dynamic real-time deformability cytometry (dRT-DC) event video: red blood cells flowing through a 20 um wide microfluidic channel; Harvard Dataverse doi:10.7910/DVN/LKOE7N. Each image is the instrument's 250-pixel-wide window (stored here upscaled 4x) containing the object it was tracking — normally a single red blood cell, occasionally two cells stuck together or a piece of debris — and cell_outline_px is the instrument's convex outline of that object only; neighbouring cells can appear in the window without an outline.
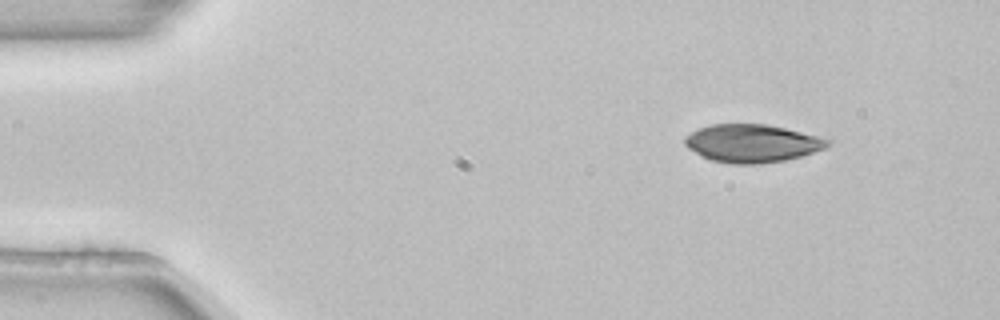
{"species": "common noctule bat (a hibernating species)", "species_latin": "Nyctalus noctula", "temperature_condition": "room temperature", "stored_images_in_passage": 7, "camera_frame_rate_fps": 3000, "um_per_image_px": 0.085, "animal": {"sex": "female", "body_mass_g": 22.7, "forearm_length_mm": 54.2}, "frame": {"image": 1, "passage_image": 1, "time_ms": 0.0, "image_size_px": [1000, 320], "cell_outline_px": [[832, 144], [824, 148], [800, 156], [784, 160], [760, 164], [728, 164], [712, 160], [700, 156], [688, 148], [684, 144], [684, 136], [700, 128], [712, 124], [768, 124], [832, 140]], "centroid_in_image_um": [63.89, 12.19], "position_along_channel_um": 21.1, "area_um2": 31.5}}
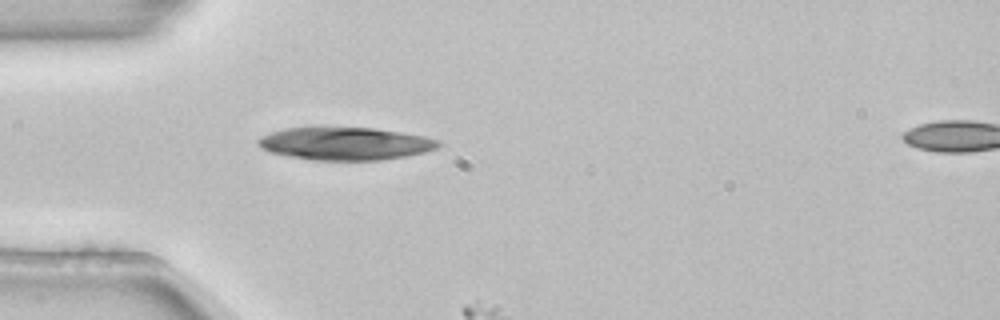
{"frame": {"image": 2, "passage_image": 3, "time_ms": 0.667, "image_size_px": [1000, 320], "cell_outline_px": [[444, 144], [436, 148], [424, 152], [408, 156], [380, 160], [312, 160], [288, 156], [272, 152], [260, 148], [256, 144], [256, 140], [260, 136], [284, 128], [372, 128], [400, 132], [424, 136], [440, 140]], "centroid_in_image_um": [29.35, 12.21], "position_along_channel_um": 55.7, "area_um2": 34.39}}